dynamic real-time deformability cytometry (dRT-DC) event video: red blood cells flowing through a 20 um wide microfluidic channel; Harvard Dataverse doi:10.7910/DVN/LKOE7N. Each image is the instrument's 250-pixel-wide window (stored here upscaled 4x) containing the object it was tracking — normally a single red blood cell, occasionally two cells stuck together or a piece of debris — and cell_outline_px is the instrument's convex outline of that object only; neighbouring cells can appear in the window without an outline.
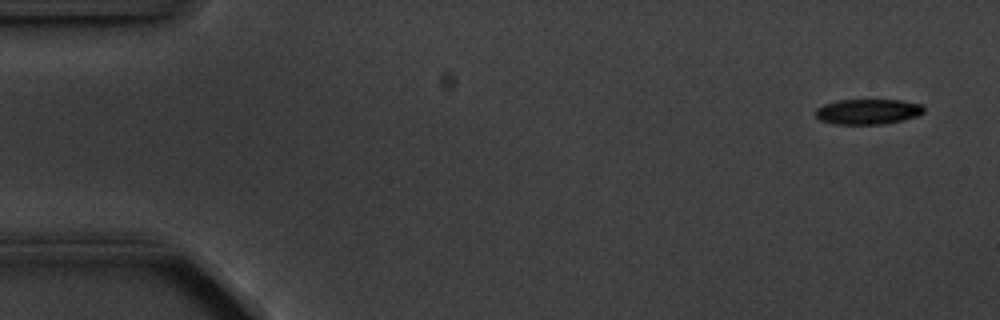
{"species": "common noctule bat (a hibernating species)", "species_latin": "Nyctalus noctula", "temperature_condition": "cold", "stored_images_in_passage": 4, "camera_frame_rate_fps": 3000, "um_per_image_px": 0.085, "animal": {"sex": "male", "body_mass_g": 20.1, "forearm_length_mm": 53.5}, "frame": {"image": 1, "passage_image": 1, "time_ms": 0.0, "image_size_px": [1000, 320], "cell_outline_px": [[924, 112], [916, 116], [904, 120], [884, 124], [836, 124], [820, 120], [812, 112], [816, 108], [824, 104], [836, 100], [900, 100], [924, 104]], "centroid_in_image_um": [73.76, 9.48], "position_along_channel_um": 11.2, "area_um2": 16.18}}